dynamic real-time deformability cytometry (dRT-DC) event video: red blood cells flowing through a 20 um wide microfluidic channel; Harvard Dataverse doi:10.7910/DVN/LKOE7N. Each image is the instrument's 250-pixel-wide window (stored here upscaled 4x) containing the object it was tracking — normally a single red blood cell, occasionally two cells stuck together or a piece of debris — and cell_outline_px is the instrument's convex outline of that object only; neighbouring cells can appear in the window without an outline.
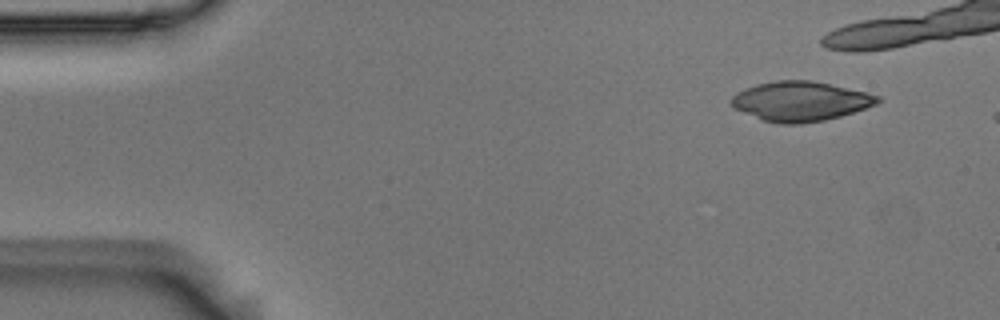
{"species": "Egyptian fruit bat (a non-hibernating species)", "species_latin": "Rousettus aegyptiacus", "temperature_condition": "room temperature", "stored_images_in_passage": 7, "camera_frame_rate_fps": 3000, "um_per_image_px": 0.085, "animal": {"sex": "male"}, "frame": {"image": 1, "passage_image": 1, "time_ms": 0.0, "image_size_px": [1000, 320], "cell_outline_px": [[880, 100], [876, 104], [840, 116], [824, 120], [800, 124], [776, 124], [764, 120], [732, 108], [732, 96], [756, 84], [776, 80], [812, 80], [868, 92], [880, 96]], "centroid_in_image_um": [68.05, 8.61], "position_along_channel_um": 17.0, "area_um2": 33.58}}